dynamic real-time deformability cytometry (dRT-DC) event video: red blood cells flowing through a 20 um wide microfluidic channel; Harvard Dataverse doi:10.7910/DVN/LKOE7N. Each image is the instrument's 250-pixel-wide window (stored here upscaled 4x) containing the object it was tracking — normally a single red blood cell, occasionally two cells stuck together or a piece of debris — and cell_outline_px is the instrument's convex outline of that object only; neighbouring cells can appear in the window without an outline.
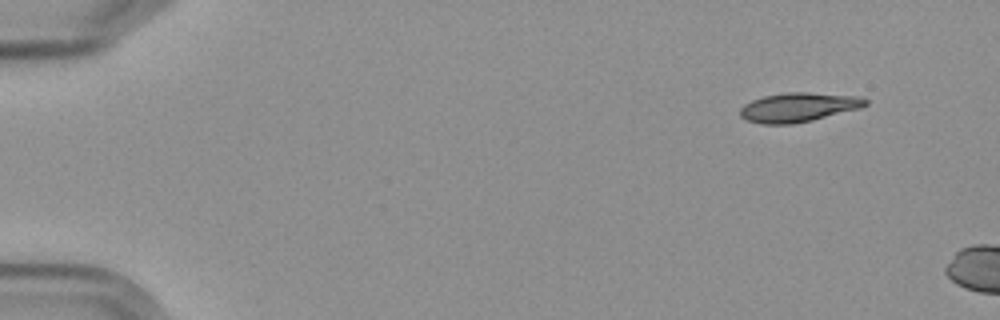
{"species": "Egyptian fruit bat (a non-hibernating species)", "species_latin": "Rousettus aegyptiacus", "temperature_condition": "cold", "stored_images_in_passage": 3, "camera_frame_rate_fps": 3000, "um_per_image_px": 0.085, "frame": {"image": 1, "passage_image": 1, "time_ms": 0.0, "image_size_px": [1000, 320], "cell_outline_px": [[868, 104], [860, 108], [812, 120], [792, 124], [760, 124], [744, 120], [740, 116], [740, 108], [744, 104], [752, 100], [764, 96], [788, 92], [808, 92], [860, 96], [868, 100]], "centroid_in_image_um": [67.85, 9.12], "position_along_channel_um": 17.2, "area_um2": 21.44}}